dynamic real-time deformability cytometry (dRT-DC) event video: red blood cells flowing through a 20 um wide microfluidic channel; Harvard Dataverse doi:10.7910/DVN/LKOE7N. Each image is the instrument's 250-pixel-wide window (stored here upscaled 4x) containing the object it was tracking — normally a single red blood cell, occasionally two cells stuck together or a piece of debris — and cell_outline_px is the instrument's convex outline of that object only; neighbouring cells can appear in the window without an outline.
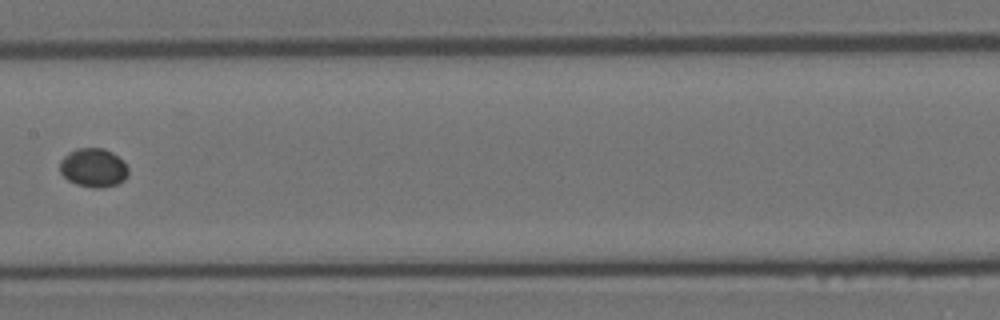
{"species": "Egyptian fruit bat (a non-hibernating species)", "species_latin": "Rousettus aegyptiacus", "temperature_condition": "room temperature", "stored_images_in_passage": 8, "segment_of_instrument_passage": [2, 2], "camera_frame_rate_fps": 3000, "um_per_image_px": 0.085, "animal": {"sex": "female"}, "frame": {"image": 1, "passage_image": 8, "time_ms": 9.0, "image_size_px": [1000, 320], "cell_outline_px": [[128, 176], [124, 180], [116, 184], [100, 188], [96, 188], [76, 184], [68, 180], [60, 172], [60, 160], [68, 152], [76, 148], [104, 148], [112, 152], [124, 160], [128, 168]], "centroid_in_image_um": [7.95, 14.24], "position_along_channel_um": 199.4, "area_um2": 15.61}}